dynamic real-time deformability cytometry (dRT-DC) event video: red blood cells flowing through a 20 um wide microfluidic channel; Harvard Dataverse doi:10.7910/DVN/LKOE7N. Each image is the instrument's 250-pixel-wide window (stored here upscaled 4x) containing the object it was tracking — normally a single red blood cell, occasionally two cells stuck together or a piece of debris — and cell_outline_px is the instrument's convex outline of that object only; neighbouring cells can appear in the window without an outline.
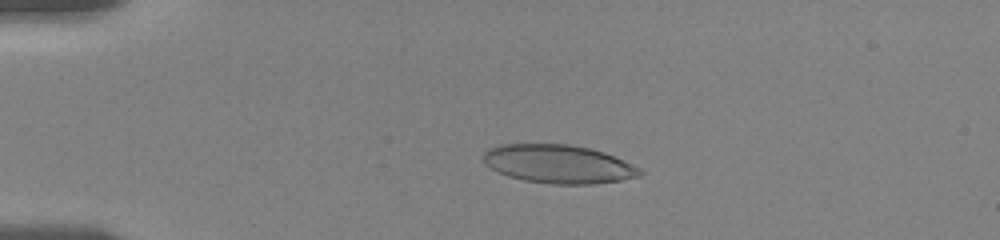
{"species": "human", "species_latin": "Homo sapiens", "temperature_condition": "room temperature", "stored_images_in_passage": 8, "camera_frame_rate_fps": 3000, "um_per_image_px": 0.085, "donor": {"sex": "female"}, "frame": {"image": 1, "passage_image": 5, "time_ms": 3.667, "image_size_px": [1000, 240], "cell_outline_px": [[644, 172], [640, 176], [620, 180], [592, 184], [552, 184], [524, 180], [508, 176], [492, 168], [484, 160], [484, 152], [488, 148], [500, 144], [568, 144], [588, 148], [604, 152], [640, 168]], "centroid_in_image_um": [47.48, 13.94], "position_along_channel_um": 37.5, "area_um2": 34.8}}